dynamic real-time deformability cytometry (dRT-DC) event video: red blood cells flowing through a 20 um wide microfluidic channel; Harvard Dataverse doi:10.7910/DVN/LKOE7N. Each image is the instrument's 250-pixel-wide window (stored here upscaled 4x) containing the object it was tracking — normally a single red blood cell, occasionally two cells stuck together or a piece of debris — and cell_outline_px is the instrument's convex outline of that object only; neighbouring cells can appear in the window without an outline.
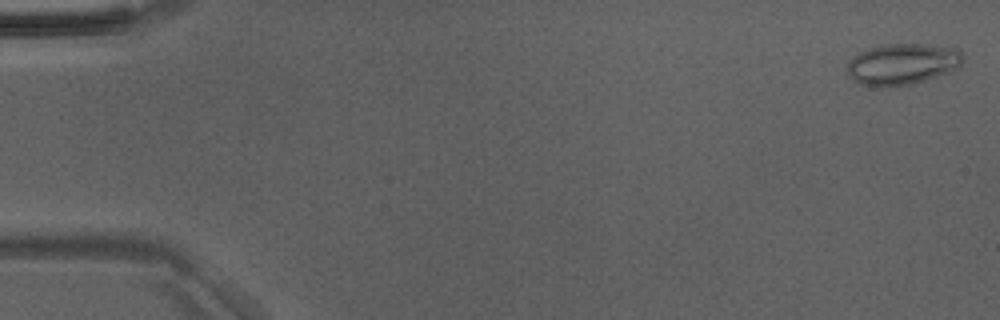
{"species": "Egyptian fruit bat (a non-hibernating species)", "species_latin": "Rousettus aegyptiacus", "temperature_condition": "room temperature", "stored_images_in_passage": 49, "camera_frame_rate_fps": 3000, "um_per_image_px": 0.085, "animal": {"sex": "male"}, "frame": {"image": 1, "passage_image": 1, "time_ms": 0.0, "image_size_px": [1000, 320], "cell_outline_px": [[964, 56], [960, 68], [912, 84], [880, 88], [860, 84], [852, 80], [848, 76], [848, 60], [852, 56], [860, 52], [872, 48], [888, 44], [920, 44], [956, 48]], "centroid_in_image_um": [76.68, 5.47], "position_along_channel_um": 8.3, "area_um2": 27.86}}
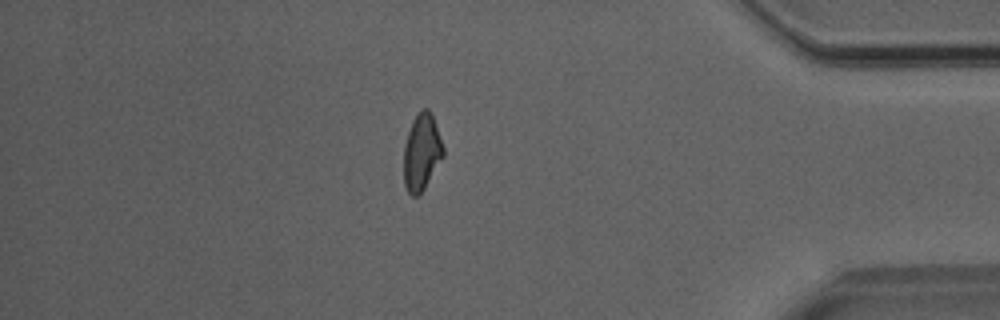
{"frame": {"image": 2, "passage_image": 42, "time_ms": 13.667, "image_size_px": [1000, 320], "cell_outline_px": [[444, 156], [420, 196], [412, 196], [408, 192], [404, 184], [404, 144], [412, 120], [420, 108], [428, 108], [432, 116], [444, 148]], "centroid_in_image_um": [35.83, 12.95], "position_along_channel_um": 399.4, "area_um2": 17.74}}
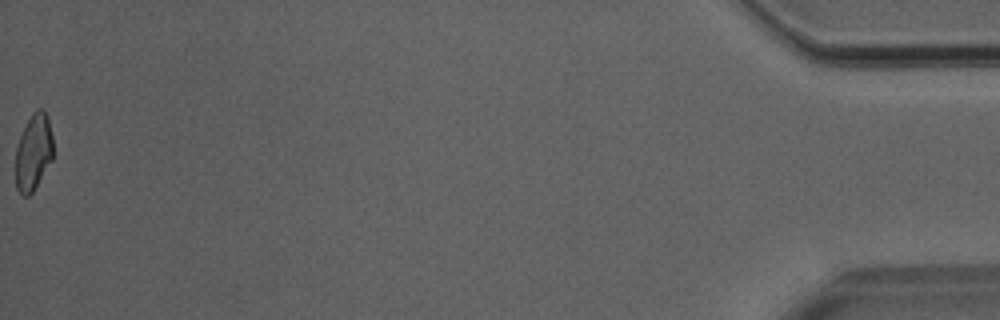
{"frame": {"image": 3, "passage_image": 49, "time_ms": 16.0, "image_size_px": [1000, 320], "cell_outline_px": [[52, 160], [32, 192], [28, 196], [24, 196], [16, 188], [16, 148], [20, 136], [32, 112], [36, 108], [44, 108], [48, 116], [52, 136]], "centroid_in_image_um": [2.85, 12.89], "position_along_channel_um": 432.4, "area_um2": 16.65}}